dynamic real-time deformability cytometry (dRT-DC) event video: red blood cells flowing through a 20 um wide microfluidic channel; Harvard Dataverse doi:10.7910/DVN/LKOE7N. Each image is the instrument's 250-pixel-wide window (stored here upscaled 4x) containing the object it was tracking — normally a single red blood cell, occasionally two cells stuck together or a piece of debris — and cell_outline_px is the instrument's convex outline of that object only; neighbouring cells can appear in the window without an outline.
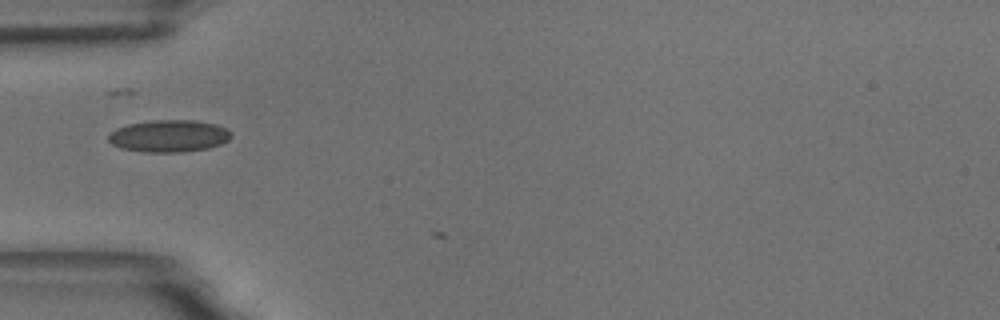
{"species": "common noctule bat (a hibernating species)", "species_latin": "Nyctalus noctula", "temperature_condition": "room temperature", "stored_images_in_passage": 3, "camera_frame_rate_fps": 3000, "um_per_image_px": 0.085, "animal": {"sex": "male", "body_mass_g": 18.8}, "frame": {"image": 1, "passage_image": 2, "time_ms": 0.333, "image_size_px": [1000, 320], "cell_outline_px": [[232, 136], [228, 140], [220, 144], [208, 148], [180, 152], [144, 152], [120, 148], [112, 144], [108, 140], [108, 136], [116, 128], [128, 124], [152, 120], [192, 120], [216, 124], [232, 132]], "centroid_in_image_um": [14.35, 11.56], "position_along_channel_um": 70.6, "area_um2": 22.95}}